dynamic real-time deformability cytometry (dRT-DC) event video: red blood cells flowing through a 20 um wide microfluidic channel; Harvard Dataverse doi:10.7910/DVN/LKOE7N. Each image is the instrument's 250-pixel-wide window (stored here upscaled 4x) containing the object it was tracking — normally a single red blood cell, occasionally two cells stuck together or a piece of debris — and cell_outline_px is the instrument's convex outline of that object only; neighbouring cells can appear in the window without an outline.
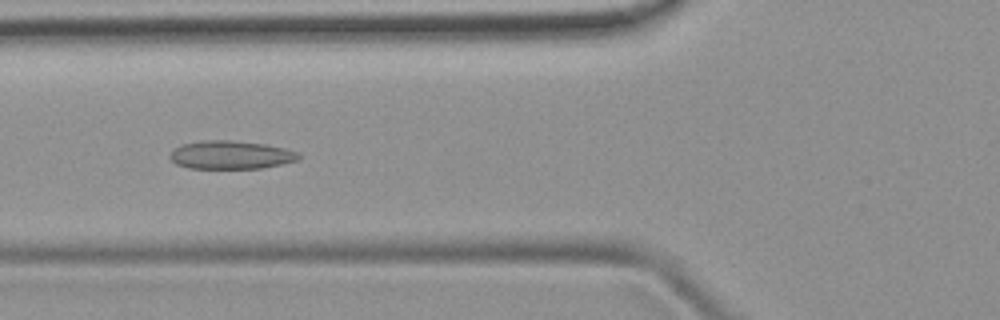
{"species": "common noctule bat (a hibernating species)", "species_latin": "Nyctalus noctula", "temperature_condition": "room temperature", "stored_images_in_passage": 37, "camera_frame_rate_fps": 3000, "um_per_image_px": 0.085, "animal": {"sex": "female", "body_mass_g": 19.9}, "frame": {"image": 1, "passage_image": 12, "time_ms": 3.667, "image_size_px": [1000, 320], "cell_outline_px": [[300, 156], [296, 160], [264, 168], [188, 168], [176, 164], [168, 156], [180, 144], [200, 140], [232, 140], [264, 144], [284, 148], [300, 152]], "centroid_in_image_um": [19.6, 13.16], "position_along_channel_um": 106.2, "area_um2": 21.21}}
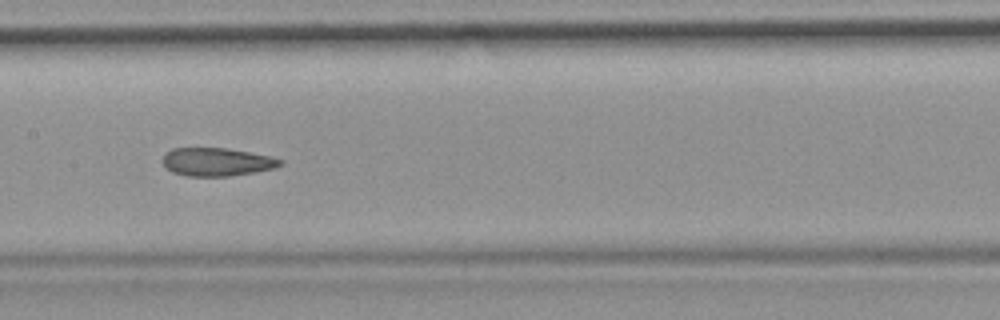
{"frame": {"image": 2, "passage_image": 18, "time_ms": 5.667, "image_size_px": [1000, 320], "cell_outline_px": [[284, 164], [276, 168], [256, 172], [228, 176], [188, 176], [172, 172], [160, 160], [172, 148], [228, 148], [268, 156], [284, 160]], "centroid_in_image_um": [18.46, 13.76], "position_along_channel_um": 188.9, "area_um2": 19.31}}
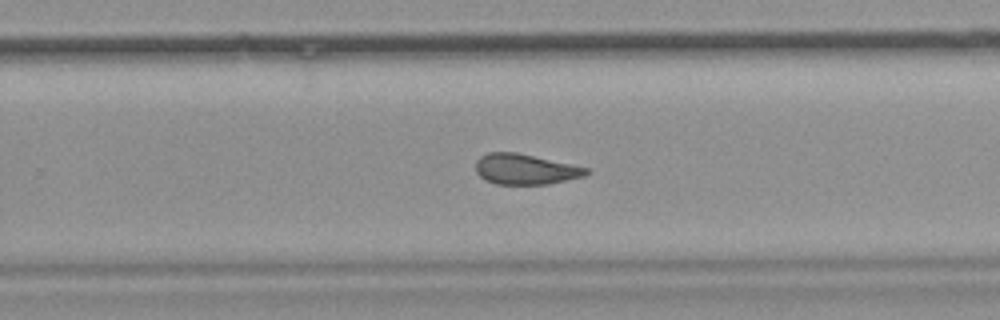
{"frame": {"image": 3, "passage_image": 25, "time_ms": 8.0, "image_size_px": [1000, 320], "cell_outline_px": [[592, 172], [584, 176], [548, 184], [496, 184], [484, 180], [476, 172], [476, 160], [480, 156], [488, 152], [516, 152], [588, 168]], "centroid_in_image_um": [44.63, 14.38], "position_along_channel_um": 285.2, "area_um2": 19.59}}